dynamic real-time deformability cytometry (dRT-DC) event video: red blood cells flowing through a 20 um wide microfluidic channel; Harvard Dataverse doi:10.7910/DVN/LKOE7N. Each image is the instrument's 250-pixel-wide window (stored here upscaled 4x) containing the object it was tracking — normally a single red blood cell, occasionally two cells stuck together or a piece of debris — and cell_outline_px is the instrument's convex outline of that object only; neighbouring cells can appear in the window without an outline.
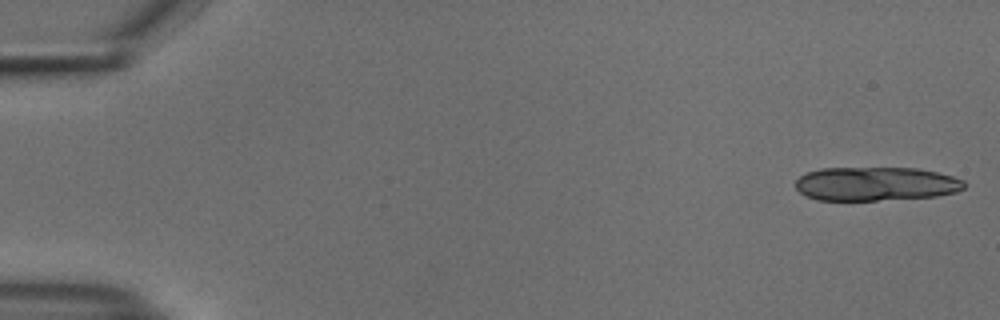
{"species": "common noctule bat (a hibernating species)", "species_latin": "Nyctalus noctula", "temperature_condition": "cold", "stored_images_in_passage": 14, "camera_frame_rate_fps": 3000, "um_per_image_px": 0.085, "animal": {"sex": "male", "body_mass_g": 18.8}, "frame": {"image": 1, "passage_image": 1, "time_ms": 0.0, "image_size_px": [1000, 320], "cell_outline_px": [[964, 188], [956, 192], [936, 196], [876, 200], [816, 200], [804, 196], [796, 188], [796, 180], [804, 172], [820, 168], [916, 168], [936, 172], [952, 176], [964, 180]], "centroid_in_image_um": [74.39, 15.62], "position_along_channel_um": 10.6, "area_um2": 33.35}}